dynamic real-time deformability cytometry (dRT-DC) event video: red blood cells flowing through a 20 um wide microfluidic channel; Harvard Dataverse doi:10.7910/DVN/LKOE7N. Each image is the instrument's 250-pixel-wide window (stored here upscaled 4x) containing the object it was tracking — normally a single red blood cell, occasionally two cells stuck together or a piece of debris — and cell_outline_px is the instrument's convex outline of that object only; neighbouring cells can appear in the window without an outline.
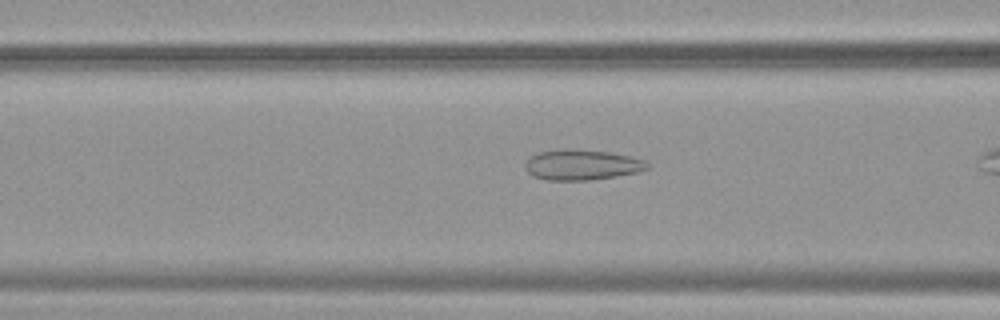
{"species": "common noctule bat (a hibernating species)", "species_latin": "Nyctalus noctula", "temperature_condition": "warm", "stored_images_in_passage": 29, "camera_frame_rate_fps": 3000, "um_per_image_px": 0.085, "animal": {"sex": "female", "body_mass_g": 19.9}, "frame": {"image": 1, "passage_image": 17, "time_ms": 5.333, "image_size_px": [1000, 320], "cell_outline_px": [[652, 168], [640, 172], [592, 180], [544, 180], [532, 176], [524, 168], [524, 164], [536, 152], [564, 148], [612, 152], [644, 160]], "centroid_in_image_um": [49.46, 14.01], "position_along_channel_um": 117.1, "area_um2": 21.96}}